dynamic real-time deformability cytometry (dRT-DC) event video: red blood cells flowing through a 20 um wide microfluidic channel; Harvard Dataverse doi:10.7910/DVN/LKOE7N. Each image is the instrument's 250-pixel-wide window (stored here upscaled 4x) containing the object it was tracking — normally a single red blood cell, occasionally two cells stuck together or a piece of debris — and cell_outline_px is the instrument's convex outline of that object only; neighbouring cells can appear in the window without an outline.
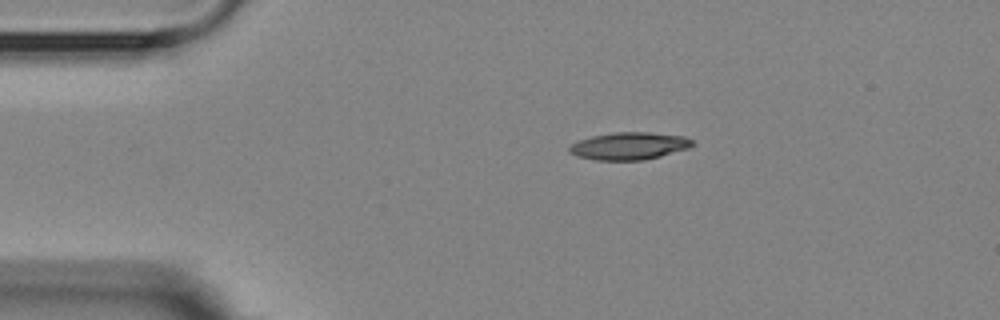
{"species": "Egyptian fruit bat (a non-hibernating species)", "species_latin": "Rousettus aegyptiacus", "temperature_condition": "room temperature", "stored_images_in_passage": 2, "camera_frame_rate_fps": 3000, "um_per_image_px": 0.085, "animal": {"sex": "female"}, "frame": {"image": 1, "passage_image": 2, "time_ms": 2.333, "image_size_px": [1000, 320], "cell_outline_px": [[696, 144], [688, 148], [660, 156], [644, 160], [596, 160], [576, 156], [568, 152], [568, 148], [572, 144], [580, 140], [592, 136], [616, 132], [648, 132], [684, 136], [692, 140]], "centroid_in_image_um": [53.48, 12.41], "position_along_channel_um": 31.5, "area_um2": 19.59}}